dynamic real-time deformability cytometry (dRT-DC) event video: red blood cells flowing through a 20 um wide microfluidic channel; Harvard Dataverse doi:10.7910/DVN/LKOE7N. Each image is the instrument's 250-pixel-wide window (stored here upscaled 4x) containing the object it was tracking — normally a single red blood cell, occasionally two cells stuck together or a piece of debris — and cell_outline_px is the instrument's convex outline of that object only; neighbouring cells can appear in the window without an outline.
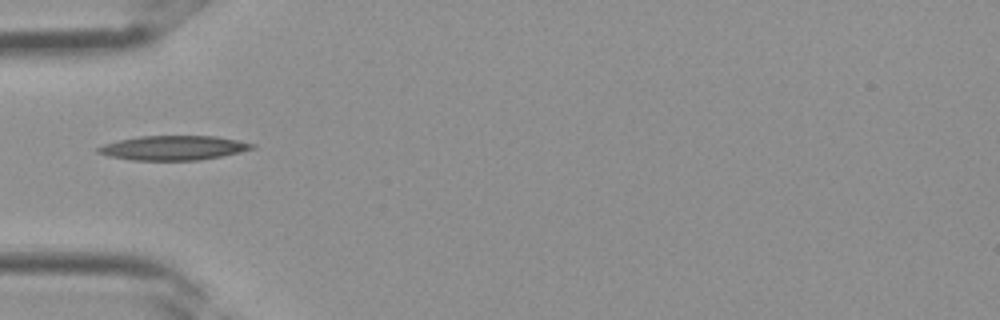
{"species": "Egyptian fruit bat (a non-hibernating species)", "species_latin": "Rousettus aegyptiacus", "temperature_condition": "room temperature", "stored_images_in_passage": 1, "camera_frame_rate_fps": 3000, "um_per_image_px": 0.085, "frame": {"image": 1, "passage_image": 1, "time_ms": 0.0, "image_size_px": [1000, 320], "cell_outline_px": [[256, 148], [240, 152], [200, 160], [132, 160], [108, 156], [96, 152], [96, 148], [104, 144], [120, 140], [140, 136], [216, 136], [256, 144]], "centroid_in_image_um": [14.74, 12.57], "position_along_channel_um": 70.3, "area_um2": 21.85}}